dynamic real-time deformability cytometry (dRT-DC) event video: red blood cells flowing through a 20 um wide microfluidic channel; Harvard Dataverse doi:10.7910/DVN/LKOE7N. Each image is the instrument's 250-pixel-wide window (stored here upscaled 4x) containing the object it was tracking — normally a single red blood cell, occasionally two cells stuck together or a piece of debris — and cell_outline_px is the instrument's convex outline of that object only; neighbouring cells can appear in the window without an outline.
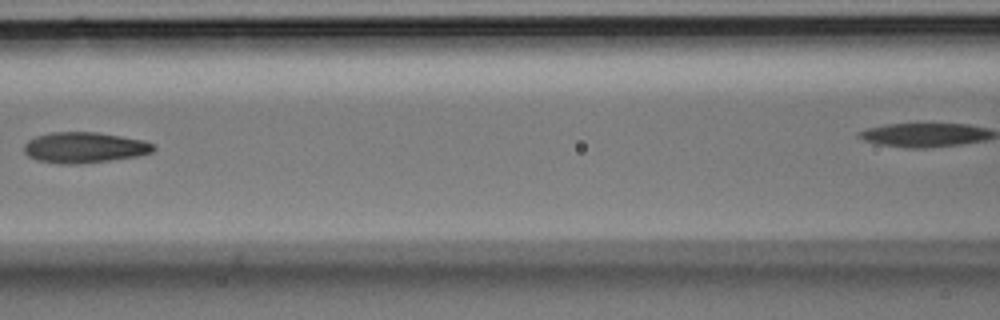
{"species": "Egyptian fruit bat (a non-hibernating species)", "species_latin": "Rousettus aegyptiacus", "temperature_condition": "room temperature", "stored_images_in_passage": 7, "segment_of_instrument_passage": [1, 2], "camera_frame_rate_fps": 3000, "um_per_image_px": 0.085, "animal": {"sex": "male"}, "frame": {"image": 1, "passage_image": 6, "time_ms": 1.667, "image_size_px": [1000, 320], "cell_outline_px": [[156, 148], [152, 152], [136, 156], [108, 160], [76, 164], [60, 164], [36, 160], [28, 156], [24, 152], [24, 144], [28, 140], [36, 136], [52, 132], [96, 132], [144, 140], [152, 144]], "centroid_in_image_um": [7.13, 12.54], "position_along_channel_um": 159.5, "area_um2": 23.06}}